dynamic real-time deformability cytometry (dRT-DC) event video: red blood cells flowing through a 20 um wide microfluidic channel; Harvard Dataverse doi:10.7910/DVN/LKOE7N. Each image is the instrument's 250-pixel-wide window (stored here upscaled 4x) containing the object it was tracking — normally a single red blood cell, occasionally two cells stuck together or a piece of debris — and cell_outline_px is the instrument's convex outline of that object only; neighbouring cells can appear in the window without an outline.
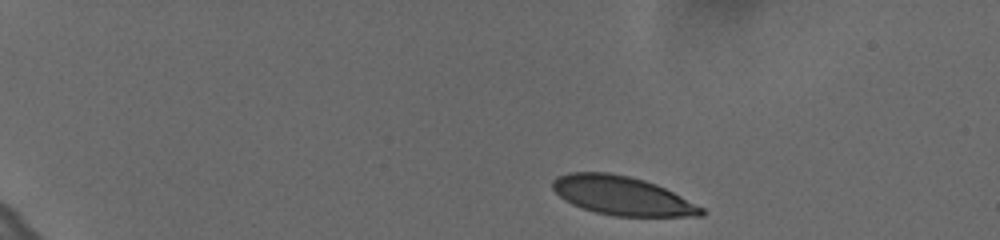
{"species": "human", "species_latin": "Homo sapiens", "temperature_condition": "cold", "stored_images_in_passage": 5, "camera_frame_rate_fps": 3000, "um_per_image_px": 0.085, "donor": {"sex": "female"}, "frame": {"image": 1, "passage_image": 1, "time_ms": 0.0, "image_size_px": [1000, 240], "cell_outline_px": [[704, 216], [616, 216], [596, 212], [572, 204], [564, 200], [552, 188], [552, 180], [556, 176], [568, 172], [608, 172], [628, 176], [644, 180], [656, 184], [704, 208]], "centroid_in_image_um": [52.84, 16.62], "position_along_channel_um": 32.2, "area_um2": 33.41}}
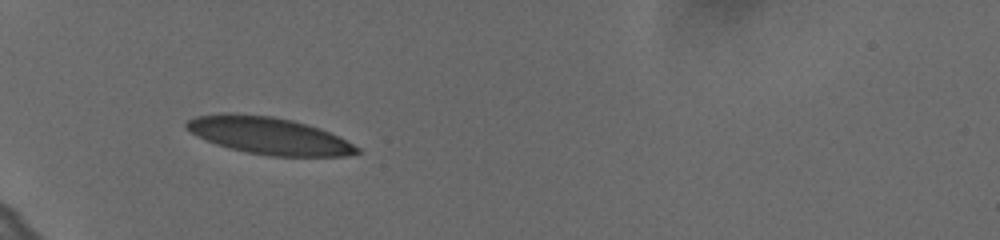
{"frame": {"image": 2, "passage_image": 4, "time_ms": 1.0, "image_size_px": [1000, 240], "cell_outline_px": [[360, 152], [344, 156], [268, 156], [228, 148], [216, 144], [196, 136], [184, 128], [184, 124], [188, 120], [196, 116], [220, 112], [236, 112], [272, 116], [292, 120], [308, 124], [320, 128], [360, 148]], "centroid_in_image_um": [22.76, 11.51], "position_along_channel_um": 62.2, "area_um2": 37.05}}
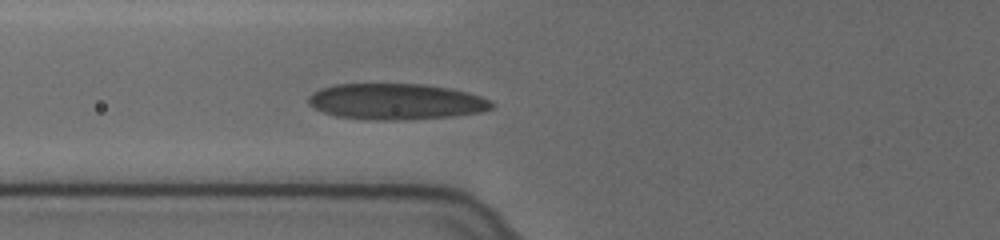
{"frame": {"image": 3, "passage_image": 5, "time_ms": 1.333, "image_size_px": [1000, 240], "cell_outline_px": [[492, 108], [480, 112], [452, 116], [396, 120], [380, 120], [336, 116], [324, 112], [308, 104], [308, 96], [312, 92], [320, 88], [336, 84], [424, 84], [448, 88], [468, 92], [480, 96], [488, 100], [492, 104]], "centroid_in_image_um": [33.62, 8.62], "position_along_channel_um": 92.2, "area_um2": 38.15}}